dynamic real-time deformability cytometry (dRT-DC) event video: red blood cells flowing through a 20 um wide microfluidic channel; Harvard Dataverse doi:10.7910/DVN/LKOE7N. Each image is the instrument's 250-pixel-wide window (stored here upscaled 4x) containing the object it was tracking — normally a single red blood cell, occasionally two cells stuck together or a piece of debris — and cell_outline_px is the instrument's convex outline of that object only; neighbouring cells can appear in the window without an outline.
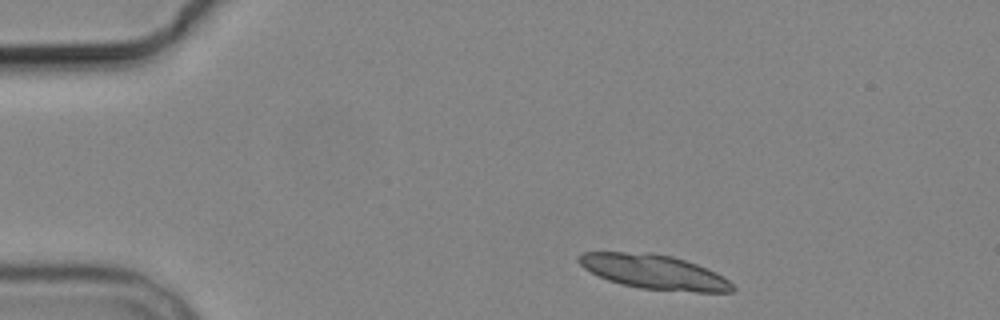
{"species": "common noctule bat (a hibernating species)", "species_latin": "Nyctalus noctula", "temperature_condition": "cold", "stored_images_in_passage": 5, "segment_of_instrument_passage": [1, 2], "camera_frame_rate_fps": 3000, "um_per_image_px": 0.085, "animal": {"sex": "male", "body_mass_g": 19.2, "forearm_length_mm": 51.8}, "frame": {"image": 1, "passage_image": 1, "time_ms": 0.0, "image_size_px": [1000, 320], "cell_outline_px": [[736, 288], [732, 292], [696, 292], [640, 288], [620, 284], [608, 280], [584, 268], [576, 260], [576, 256], [580, 252], [652, 252], [672, 256], [696, 264], [716, 272], [728, 280]], "centroid_in_image_um": [55.57, 23.1], "position_along_channel_um": 29.4, "area_um2": 30.92}}